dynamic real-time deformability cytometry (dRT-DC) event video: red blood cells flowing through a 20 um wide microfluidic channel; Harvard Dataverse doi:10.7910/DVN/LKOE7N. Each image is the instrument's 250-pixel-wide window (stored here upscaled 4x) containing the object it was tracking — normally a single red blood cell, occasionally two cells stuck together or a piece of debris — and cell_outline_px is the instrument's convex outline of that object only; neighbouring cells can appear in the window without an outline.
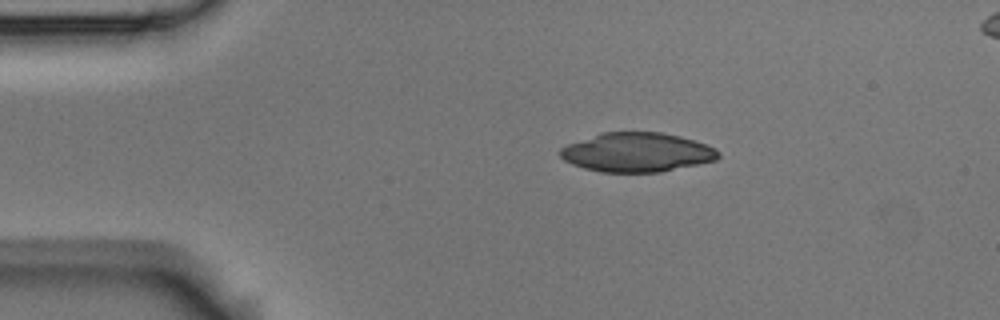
{"species": "Egyptian fruit bat (a non-hibernating species)", "species_latin": "Rousettus aegyptiacus", "temperature_condition": "room temperature", "stored_images_in_passage": 3, "camera_frame_rate_fps": 3000, "um_per_image_px": 0.085, "animal": {"sex": "male"}, "frame": {"image": 1, "passage_image": 1, "time_ms": 0.0, "image_size_px": [1000, 320], "cell_outline_px": [[720, 156], [716, 160], [660, 172], [600, 172], [584, 168], [572, 164], [564, 160], [560, 156], [560, 148], [568, 144], [604, 132], [660, 132], [680, 136], [708, 144], [716, 148], [720, 152]], "centroid_in_image_um": [54.17, 12.95], "position_along_channel_um": 30.8, "area_um2": 36.07}}